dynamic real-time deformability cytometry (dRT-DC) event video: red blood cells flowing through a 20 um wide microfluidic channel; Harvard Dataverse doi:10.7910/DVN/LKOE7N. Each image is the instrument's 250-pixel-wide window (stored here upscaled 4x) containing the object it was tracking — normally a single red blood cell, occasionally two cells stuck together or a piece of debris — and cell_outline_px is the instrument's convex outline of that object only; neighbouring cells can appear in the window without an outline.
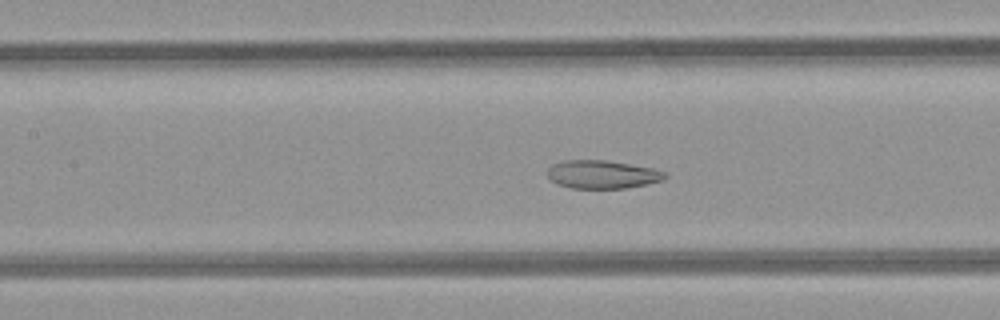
{"species": "common noctule bat (a hibernating species)", "species_latin": "Nyctalus noctula", "temperature_condition": "room temperature", "stored_images_in_passage": 43, "camera_frame_rate_fps": 3000, "um_per_image_px": 0.085, "animal": {"sex": "female", "body_mass_g": 21.9}, "frame": {"image": 1, "passage_image": 16, "time_ms": 5.0, "image_size_px": [1000, 320], "cell_outline_px": [[668, 176], [660, 180], [644, 184], [624, 188], [572, 188], [556, 184], [548, 180], [548, 168], [552, 164], [564, 160], [604, 160], [652, 168], [668, 172]], "centroid_in_image_um": [51.14, 14.82], "position_along_channel_um": 156.3, "area_um2": 19.25}}
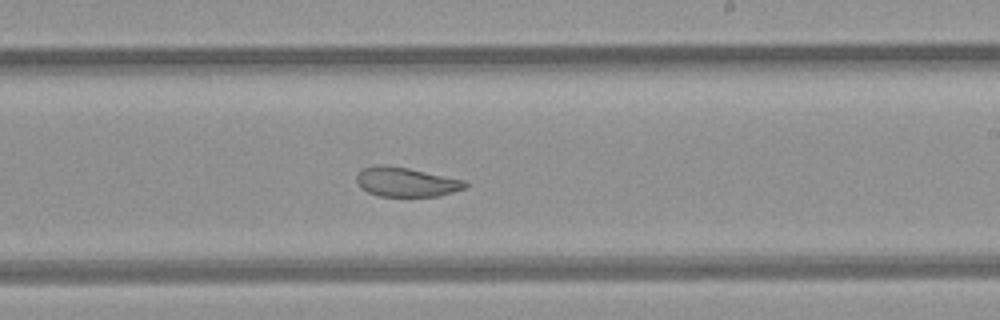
{"frame": {"image": 2, "passage_image": 23, "time_ms": 7.333, "image_size_px": [1000, 320], "cell_outline_px": [[468, 184], [464, 188], [440, 196], [380, 196], [368, 192], [360, 188], [356, 180], [356, 176], [360, 168], [376, 164], [388, 164], [408, 168], [464, 180]], "centroid_in_image_um": [34.45, 15.45], "position_along_channel_um": 254.5, "area_um2": 18.73}}
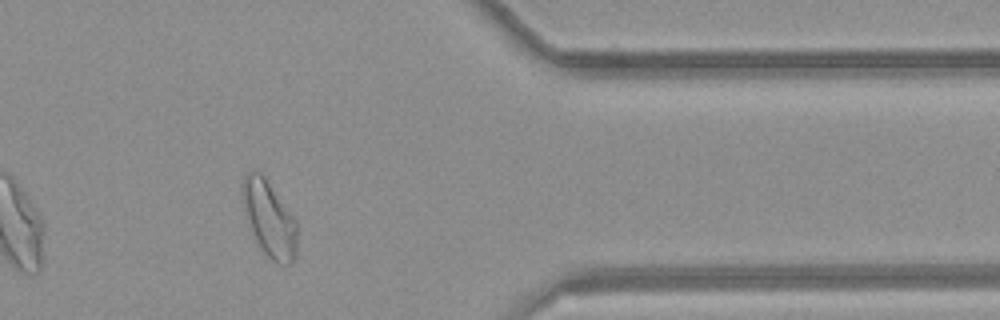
{"frame": {"image": 3, "passage_image": 34, "time_ms": 11.0, "image_size_px": [1000, 320], "cell_outline_px": [[296, 256], [292, 264], [280, 264], [272, 260], [260, 248], [256, 240], [248, 216], [240, 188], [240, 184], [244, 172], [252, 168], [260, 172], [264, 176], [296, 220]], "centroid_in_image_um": [22.88, 18.54], "position_along_channel_um": 388.5, "area_um2": 23.87}, "authors_computed_cell_mechanics": {"area_um2": 23.6402, "velocity_mm_per_s": 4.2217, "shape_relaxation_time_tau1_ms": null, "shape_relaxation_time_tau2_ms": 1.7833, "deformation_change_tau1": null, "deformation_change_tau2": 0.0635}}